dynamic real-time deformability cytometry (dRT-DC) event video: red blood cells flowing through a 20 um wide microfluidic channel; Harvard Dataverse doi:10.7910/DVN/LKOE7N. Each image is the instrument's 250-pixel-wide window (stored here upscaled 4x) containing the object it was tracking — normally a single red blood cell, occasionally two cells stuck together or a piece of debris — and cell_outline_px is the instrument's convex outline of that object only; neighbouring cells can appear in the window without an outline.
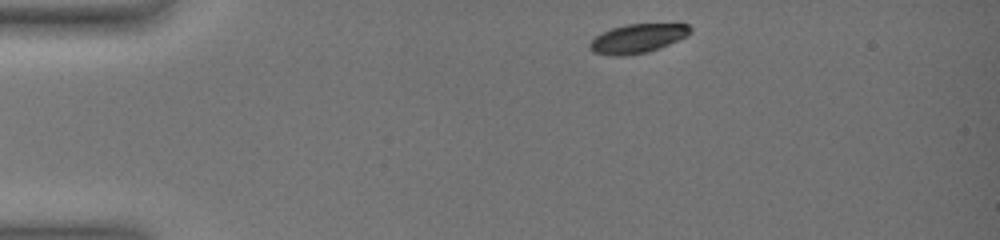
{"species": "common noctule bat (a hibernating species)", "species_latin": "Nyctalus noctula", "temperature_condition": "warm", "stored_images_in_passage": 39, "camera_frame_rate_fps": 3000, "um_per_image_px": 0.085, "animal": {"sex": "female", "body_mass_g": 19.0, "forearm_length_mm": 51.5}, "frame": {"image": 1, "passage_image": 1, "time_ms": 0.0, "image_size_px": [1000, 240], "cell_outline_px": [[692, 32], [688, 36], [648, 52], [624, 56], [608, 56], [592, 52], [588, 48], [588, 44], [596, 36], [612, 28], [628, 24], [680, 20], [688, 24], [692, 28]], "centroid_in_image_um": [54.29, 3.22], "position_along_channel_um": 30.7, "area_um2": 17.92}}
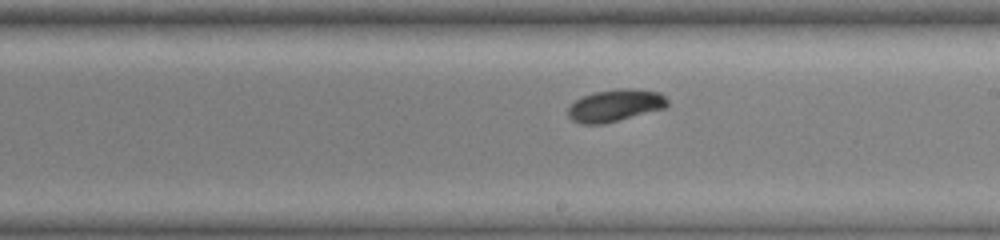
{"frame": {"image": 2, "passage_image": 20, "time_ms": 7.667, "image_size_px": [1000, 240], "cell_outline_px": [[668, 104], [664, 108], [600, 124], [580, 124], [572, 120], [568, 116], [568, 108], [580, 96], [592, 92], [616, 88], [632, 88], [660, 92], [668, 100]], "centroid_in_image_um": [52.26, 8.93], "position_along_channel_um": 236.7, "area_um2": 18.55}}
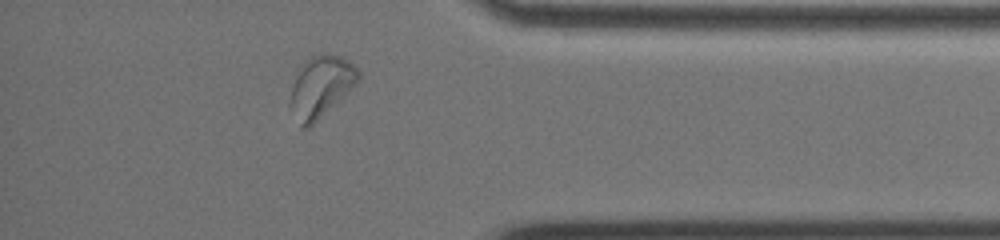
{"frame": {"image": 3, "passage_image": 35, "time_ms": 12.667, "image_size_px": [1000, 240], "cell_outline_px": [[360, 80], [356, 84], [308, 128], [300, 128], [288, 108], [288, 100], [292, 84], [300, 64], [308, 56], [320, 52], [328, 52], [340, 56], [348, 60], [360, 72]], "centroid_in_image_um": [27.2, 7.33], "position_along_channel_um": 408.0, "area_um2": 24.91}, "authors_computed_cell_mechanics": {"area_um2": 18.496, "velocity_mm_per_s": 3.5578, "shape_relaxation_time_tau1_ms": 3.7816, "shape_relaxation_time_tau2_ms": null, "deformation_change_tau1": 0.1716, "deformation_change_tau2": null}}